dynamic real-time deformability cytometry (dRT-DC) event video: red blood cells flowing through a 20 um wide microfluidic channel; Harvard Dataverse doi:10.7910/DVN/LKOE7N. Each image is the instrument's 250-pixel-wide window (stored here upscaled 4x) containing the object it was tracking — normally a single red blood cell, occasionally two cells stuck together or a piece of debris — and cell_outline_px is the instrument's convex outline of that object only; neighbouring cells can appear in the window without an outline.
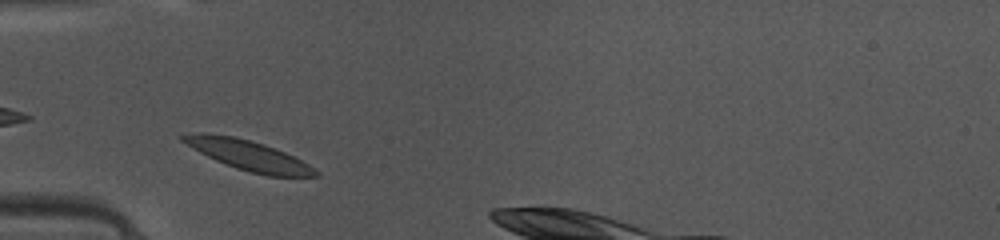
{"species": "common noctule bat (a hibernating species)", "species_latin": "Nyctalus noctula", "temperature_condition": "warm", "stored_images_in_passage": 6, "camera_frame_rate_fps": 3000, "um_per_image_px": 0.085, "animal": {"sex": "female", "body_mass_g": 10.0, "forearm_length_mm": 53.1}, "frame": {"image": 1, "passage_image": 3, "time_ms": 0.667, "image_size_px": [1000, 240], "cell_outline_px": [[320, 176], [268, 176], [236, 168], [216, 160], [200, 152], [180, 140], [180, 136], [200, 132], [204, 132], [236, 136], [264, 144], [284, 152], [308, 164], [320, 172]], "centroid_in_image_um": [21.12, 13.19], "position_along_channel_um": 63.9, "area_um2": 22.89}}